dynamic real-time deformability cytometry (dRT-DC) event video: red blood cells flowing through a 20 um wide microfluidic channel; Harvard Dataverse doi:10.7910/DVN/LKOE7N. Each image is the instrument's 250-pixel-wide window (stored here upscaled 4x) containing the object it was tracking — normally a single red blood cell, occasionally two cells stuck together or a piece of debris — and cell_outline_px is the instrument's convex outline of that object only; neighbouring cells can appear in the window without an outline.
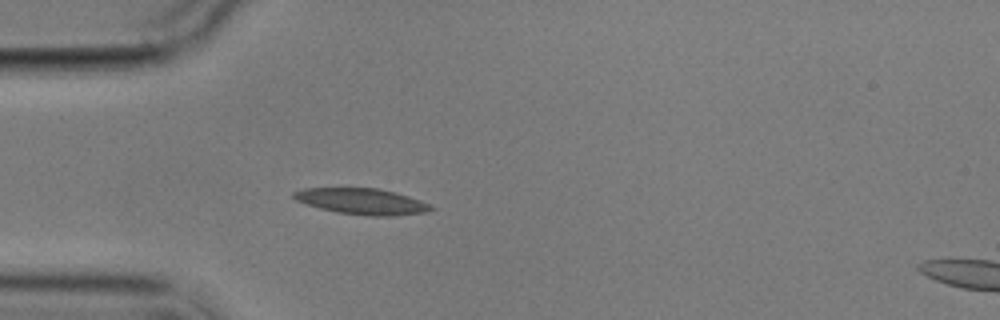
{"species": "common noctule bat (a hibernating species)", "species_latin": "Nyctalus noctula", "temperature_condition": "cold", "stored_images_in_passage": 5, "camera_frame_rate_fps": 3000, "um_per_image_px": 0.085, "animal": {"sex": "male", "body_mass_g": 17.9}, "frame": {"image": 1, "passage_image": 4, "time_ms": 3.333, "image_size_px": [1000, 320], "cell_outline_px": [[436, 208], [424, 212], [392, 216], [372, 216], [336, 212], [320, 208], [296, 200], [292, 196], [292, 192], [304, 188], [376, 188], [396, 192], [420, 200]], "centroid_in_image_um": [30.75, 17.11], "position_along_channel_um": 54.3, "area_um2": 20.63}}